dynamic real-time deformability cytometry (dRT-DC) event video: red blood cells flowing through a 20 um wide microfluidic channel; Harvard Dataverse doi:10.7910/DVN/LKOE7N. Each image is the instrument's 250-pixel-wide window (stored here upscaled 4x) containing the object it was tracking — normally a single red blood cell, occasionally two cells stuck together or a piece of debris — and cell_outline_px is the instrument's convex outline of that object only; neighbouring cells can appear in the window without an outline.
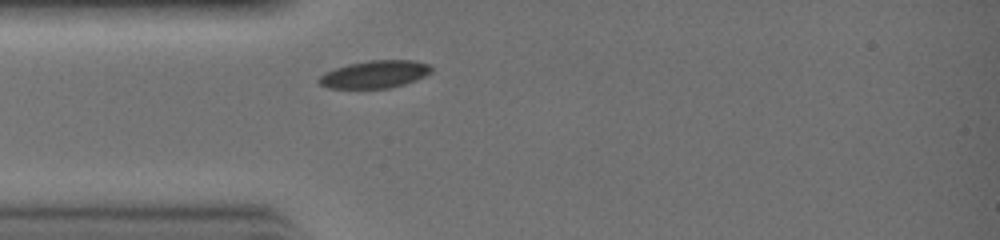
{"species": "common noctule bat (a hibernating species)", "species_latin": "Nyctalus noctula", "temperature_condition": "warm", "stored_images_in_passage": 20, "camera_frame_rate_fps": 3000, "um_per_image_px": 0.085, "animal": {"sex": "female", "body_mass_g": 19.0, "forearm_length_mm": 51.5}, "frame": {"image": 1, "passage_image": 1, "time_ms": 0.0, "image_size_px": [1000, 240], "cell_outline_px": [[432, 72], [416, 80], [404, 84], [388, 88], [328, 88], [320, 84], [316, 80], [324, 72], [348, 64], [368, 60], [416, 60], [428, 64], [432, 68]], "centroid_in_image_um": [31.85, 6.31], "position_along_channel_um": 53.1, "area_um2": 18.09}}
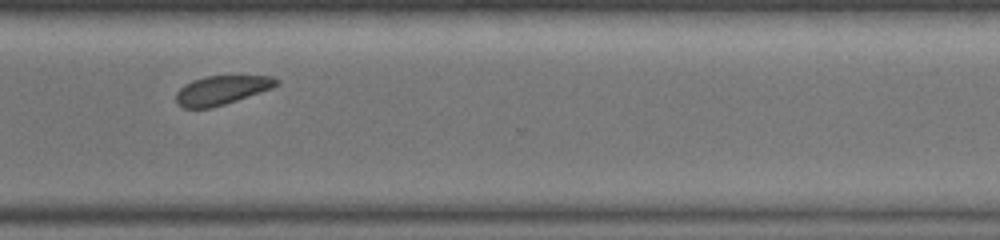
{"frame": {"image": 2, "passage_image": 16, "time_ms": 5.0, "image_size_px": [1000, 240], "cell_outline_px": [[280, 84], [272, 88], [224, 104], [208, 108], [184, 108], [176, 100], [176, 92], [184, 84], [192, 80], [208, 76], [272, 76], [280, 80]], "centroid_in_image_um": [18.85, 7.65], "position_along_channel_um": 351.7, "area_um2": 16.76}}
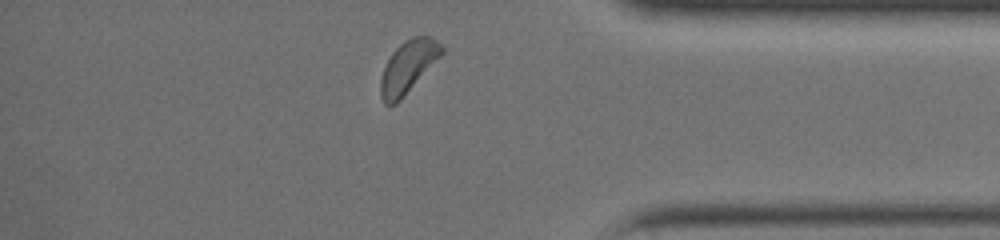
{"frame": {"image": 3, "passage_image": 19, "time_ms": 6.0, "image_size_px": [1000, 240], "cell_outline_px": [[444, 52], [400, 100], [396, 104], [384, 104], [380, 96], [380, 80], [384, 68], [392, 52], [404, 40], [412, 36], [432, 36], [444, 48]], "centroid_in_image_um": [34.68, 5.66], "position_along_channel_um": 400.5, "area_um2": 18.38}}